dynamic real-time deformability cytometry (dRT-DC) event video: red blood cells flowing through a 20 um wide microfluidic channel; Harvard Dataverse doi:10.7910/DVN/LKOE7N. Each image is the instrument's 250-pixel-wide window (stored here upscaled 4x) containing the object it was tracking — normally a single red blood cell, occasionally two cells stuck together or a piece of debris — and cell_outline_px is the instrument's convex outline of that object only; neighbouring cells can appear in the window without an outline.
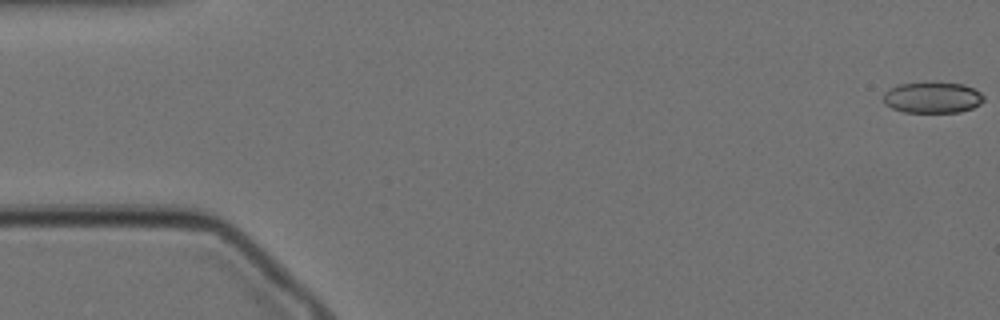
{"species": "Egyptian fruit bat (a non-hibernating species)", "species_latin": "Rousettus aegyptiacus", "temperature_condition": "cold", "stored_images_in_passage": 58, "camera_frame_rate_fps": 3000, "um_per_image_px": 0.085, "animal": {"sex": "female"}, "frame": {"image": 1, "passage_image": 1, "time_ms": 0.0, "image_size_px": [1000, 320], "cell_outline_px": [[984, 100], [980, 104], [972, 108], [960, 112], [904, 112], [892, 108], [884, 104], [884, 92], [888, 88], [900, 84], [924, 80], [936, 80], [964, 84], [980, 92], [984, 96]], "centroid_in_image_um": [79.25, 8.24], "position_along_channel_um": 5.8, "area_um2": 18.9}}
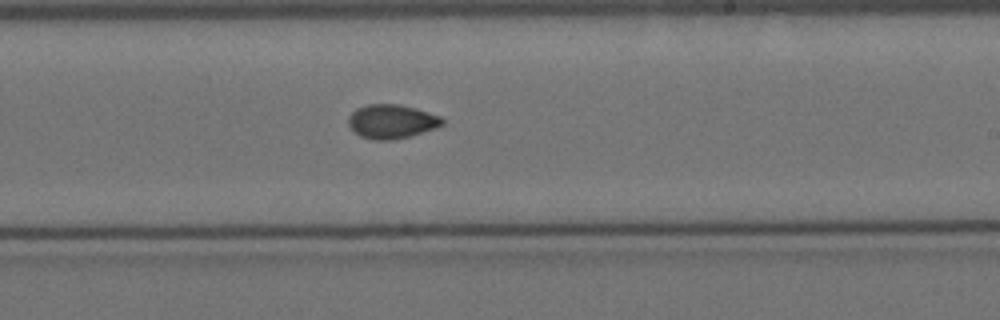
{"frame": {"image": 2, "passage_image": 34, "time_ms": 11.0, "image_size_px": [1000, 320], "cell_outline_px": [[444, 124], [436, 128], [408, 136], [392, 140], [376, 140], [360, 136], [348, 124], [348, 116], [356, 108], [368, 104], [396, 104], [416, 108], [440, 116], [444, 120]], "centroid_in_image_um": [33.29, 10.31], "position_along_channel_um": 255.7, "area_um2": 18.5}}
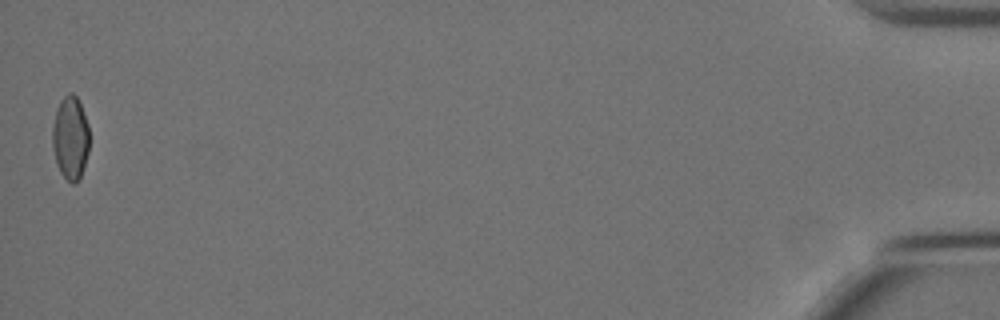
{"frame": {"image": 3, "passage_image": 58, "time_ms": 19.0, "image_size_px": [1000, 320], "cell_outline_px": [[88, 152], [80, 176], [76, 184], [72, 184], [60, 172], [56, 164], [52, 148], [52, 128], [56, 108], [60, 100], [68, 92], [72, 92], [76, 96], [80, 104], [88, 124]], "centroid_in_image_um": [5.96, 11.7], "position_along_channel_um": 429.2, "area_um2": 17.98}, "authors_computed_cell_mechanics": {"area_um2": 18.2937, "velocity_mm_per_s": 3.4454, "shape_relaxation_time_tau1_ms": null, "shape_relaxation_time_tau2_ms": 4.3268, "deformation_change_tau1": null, "deformation_change_tau2": 0.0692}}